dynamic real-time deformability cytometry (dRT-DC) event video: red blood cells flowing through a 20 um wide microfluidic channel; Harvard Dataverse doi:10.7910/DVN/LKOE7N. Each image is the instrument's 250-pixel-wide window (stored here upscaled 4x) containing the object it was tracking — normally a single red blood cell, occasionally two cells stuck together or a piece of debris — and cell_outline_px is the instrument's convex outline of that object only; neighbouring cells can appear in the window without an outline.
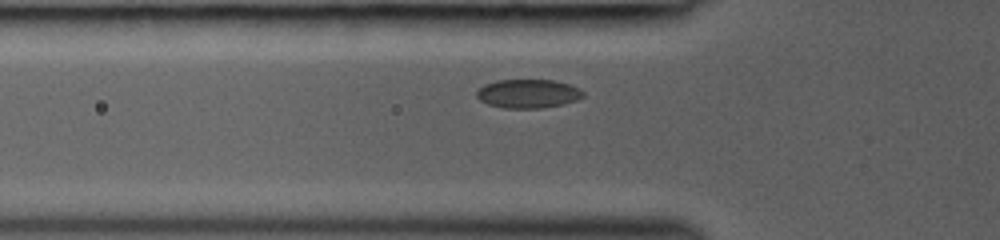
{"species": "common noctule bat (a hibernating species)", "species_latin": "Nyctalus noctula", "temperature_condition": "room temperature", "stored_images_in_passage": 13, "camera_frame_rate_fps": 3000, "um_per_image_px": 0.085, "animal": {"sex": "female", "body_mass_g": 19.0, "forearm_length_mm": 53.3}, "frame": {"image": 1, "passage_image": 6, "time_ms": 1.667, "image_size_px": [1000, 240], "cell_outline_px": [[584, 96], [576, 100], [564, 104], [540, 108], [504, 108], [488, 104], [480, 100], [476, 96], [476, 92], [484, 84], [496, 80], [552, 80], [568, 84], [580, 88], [584, 92]], "centroid_in_image_um": [44.88, 7.96], "position_along_channel_um": 80.9, "area_um2": 17.86}}
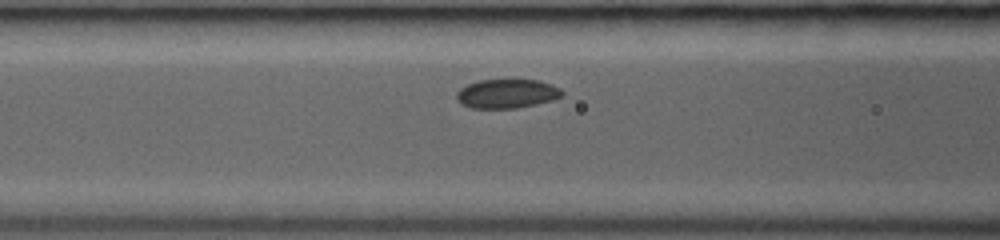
{"frame": {"image": 2, "passage_image": 9, "time_ms": 2.667, "image_size_px": [1000, 240], "cell_outline_px": [[564, 96], [552, 100], [536, 104], [516, 108], [472, 108], [460, 104], [456, 100], [456, 92], [460, 88], [468, 84], [480, 80], [540, 80], [552, 84], [560, 88], [564, 92]], "centroid_in_image_um": [43.09, 7.96], "position_along_channel_um": 123.5, "area_um2": 18.03}}
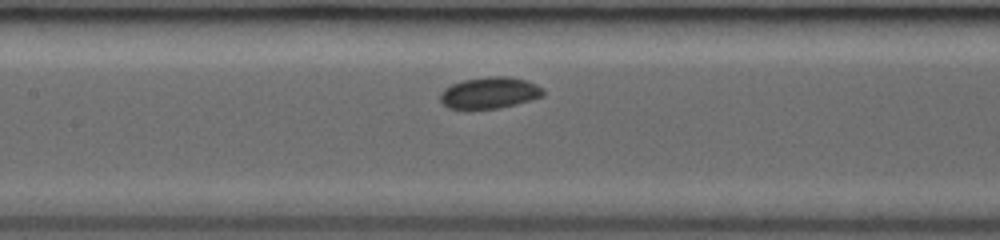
{"frame": {"image": 3, "passage_image": 12, "time_ms": 3.667, "image_size_px": [1000, 240], "cell_outline_px": [[544, 96], [532, 100], [500, 108], [468, 112], [448, 108], [440, 100], [440, 92], [444, 88], [452, 84], [464, 80], [488, 76], [508, 76], [524, 80], [536, 84], [544, 88]], "centroid_in_image_um": [41.58, 7.93], "position_along_channel_um": 165.8, "area_um2": 19.59}}